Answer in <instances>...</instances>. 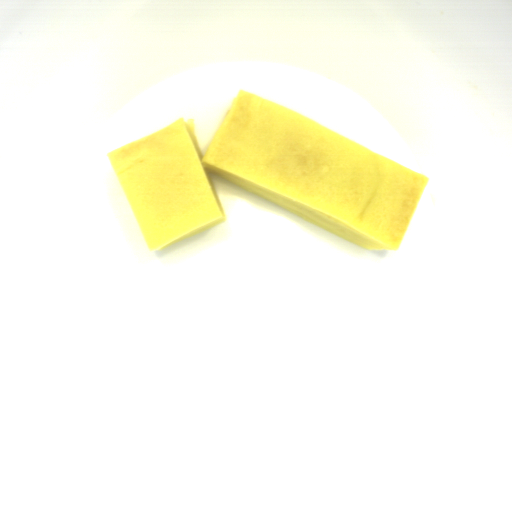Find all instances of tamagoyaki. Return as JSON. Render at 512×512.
<instances>
[{"label":"tamagoyaki","mask_w":512,"mask_h":512,"mask_svg":"<svg viewBox=\"0 0 512 512\" xmlns=\"http://www.w3.org/2000/svg\"><path fill=\"white\" fill-rule=\"evenodd\" d=\"M106 156L149 252L225 222L209 174L368 251H398L431 180L242 87L201 154L180 117Z\"/></svg>","instance_id":"1"}]
</instances>
